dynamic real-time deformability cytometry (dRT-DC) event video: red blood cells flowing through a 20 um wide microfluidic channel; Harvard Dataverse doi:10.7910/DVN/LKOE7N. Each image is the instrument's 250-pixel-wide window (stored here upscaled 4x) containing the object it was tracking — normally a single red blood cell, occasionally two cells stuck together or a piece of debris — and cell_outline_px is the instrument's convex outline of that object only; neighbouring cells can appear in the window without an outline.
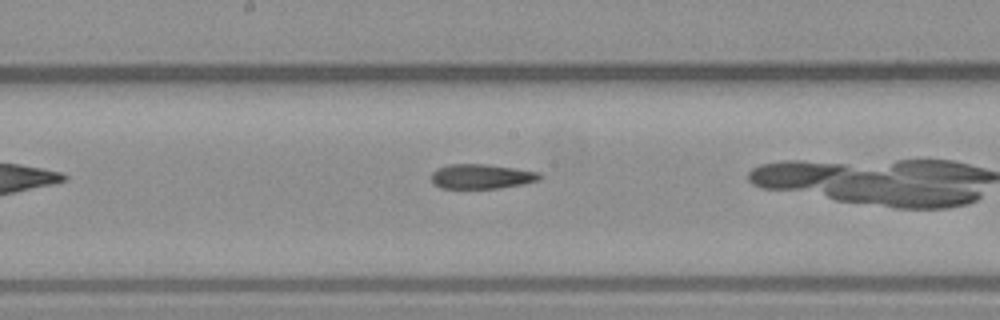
{"species": "common noctule bat (a hibernating species)", "species_latin": "Nyctalus noctula", "temperature_condition": "warm", "stored_images_in_passage": 25, "camera_frame_rate_fps": 3000, "um_per_image_px": 0.085, "animal": {"sex": "male", "body_mass_g": 23.1, "forearm_length_mm": 52.7}, "frame": {"image": 1, "passage_image": 11, "time_ms": 3.333, "image_size_px": [1000, 320], "cell_outline_px": [[544, 176], [540, 180], [524, 184], [500, 188], [440, 188], [432, 180], [432, 172], [436, 168], [448, 164], [488, 164], [540, 172]], "centroid_in_image_um": [40.97, 14.99], "position_along_channel_um": 207.2, "area_um2": 15.72}}